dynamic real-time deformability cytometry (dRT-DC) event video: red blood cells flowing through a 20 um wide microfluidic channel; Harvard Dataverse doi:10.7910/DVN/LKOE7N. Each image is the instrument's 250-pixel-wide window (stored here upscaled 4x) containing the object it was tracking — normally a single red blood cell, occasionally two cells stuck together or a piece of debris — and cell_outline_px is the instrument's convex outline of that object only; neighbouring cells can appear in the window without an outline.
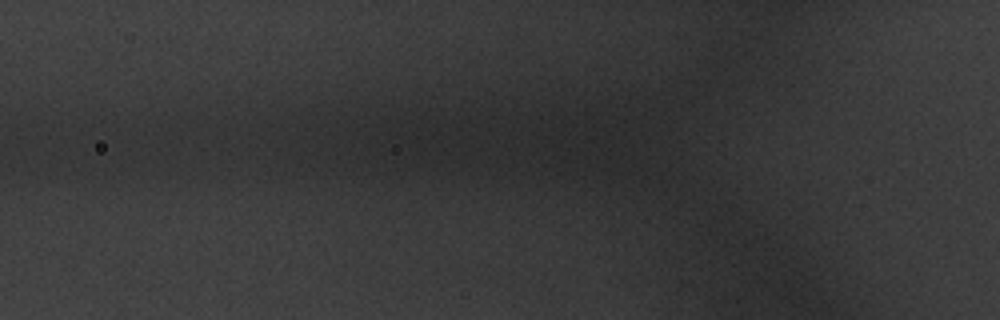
{"species": "common noctule bat (a hibernating species)", "species_latin": "Nyctalus noctula", "temperature_condition": "warm", "stored_images_in_passage": 6, "camera_frame_rate_fps": 3000, "um_per_image_px": 0.085, "animal": {"sex": "male", "body_mass_g": 20.1, "forearm_length_mm": 53.5}, "frame": {"image": 1, "passage_image": 2, "time_ms": 0.333, "image_size_px": [1000, 320], "cell_outline_px": [[124, 140], [88, 176], [76, 172], [36, 156], [32, 148], [44, 132], [76, 124], [112, 124], [116, 128]], "centroid_in_image_um": [6.68, 12.42], "position_along_channel_um": 119.1, "area_um2": 22.6}}